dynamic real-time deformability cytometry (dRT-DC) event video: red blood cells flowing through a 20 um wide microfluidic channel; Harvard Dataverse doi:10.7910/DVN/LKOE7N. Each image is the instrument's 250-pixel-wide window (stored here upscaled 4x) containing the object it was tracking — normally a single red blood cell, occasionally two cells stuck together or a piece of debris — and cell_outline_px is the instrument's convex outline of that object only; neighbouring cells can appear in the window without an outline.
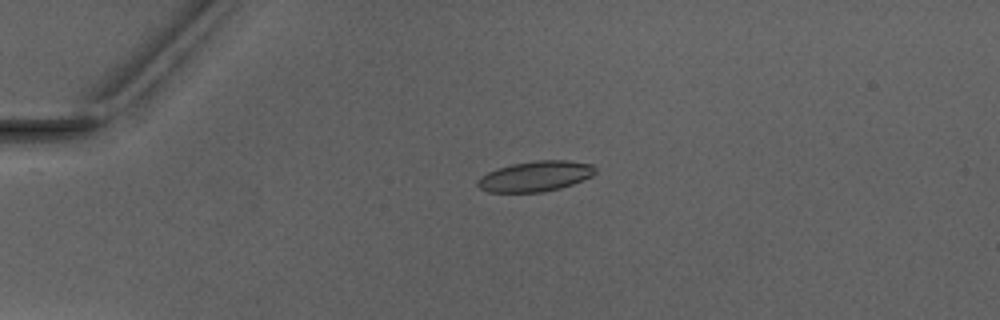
{"species": "Egyptian fruit bat (a non-hibernating species)", "species_latin": "Rousettus aegyptiacus", "temperature_condition": "warm", "stored_images_in_passage": 3, "camera_frame_rate_fps": 3000, "um_per_image_px": 0.085, "animal": {"sex": "male"}, "frame": {"image": 1, "passage_image": 2, "time_ms": 1.0, "image_size_px": [1000, 320], "cell_outline_px": [[596, 172], [592, 176], [572, 184], [560, 188], [544, 192], [488, 192], [480, 188], [476, 184], [476, 180], [480, 176], [496, 168], [512, 164], [536, 160], [568, 160], [592, 164], [596, 168]], "centroid_in_image_um": [45.49, 14.98], "position_along_channel_um": 39.5, "area_um2": 20.98}}